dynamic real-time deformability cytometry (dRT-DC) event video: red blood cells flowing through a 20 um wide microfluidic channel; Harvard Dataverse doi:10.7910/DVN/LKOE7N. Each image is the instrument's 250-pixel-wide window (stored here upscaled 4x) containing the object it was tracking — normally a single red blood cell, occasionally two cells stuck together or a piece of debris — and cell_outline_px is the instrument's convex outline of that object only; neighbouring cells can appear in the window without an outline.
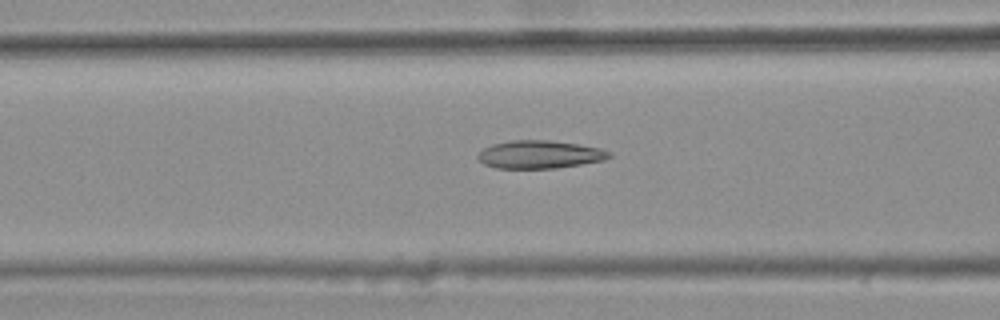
{"species": "common noctule bat (a hibernating species)", "species_latin": "Nyctalus noctula", "temperature_condition": "warm", "stored_images_in_passage": 36, "camera_frame_rate_fps": 3000, "um_per_image_px": 0.085, "animal": {"sex": "female", "body_mass_g": 25.1}, "frame": {"image": 1, "passage_image": 14, "time_ms": 4.333, "image_size_px": [1000, 320], "cell_outline_px": [[612, 156], [604, 160], [556, 168], [496, 168], [484, 164], [476, 156], [484, 148], [492, 144], [512, 140], [548, 140], [576, 144], [600, 148], [612, 152]], "centroid_in_image_um": [45.87, 13.13], "position_along_channel_um": 120.7, "area_um2": 21.27}}
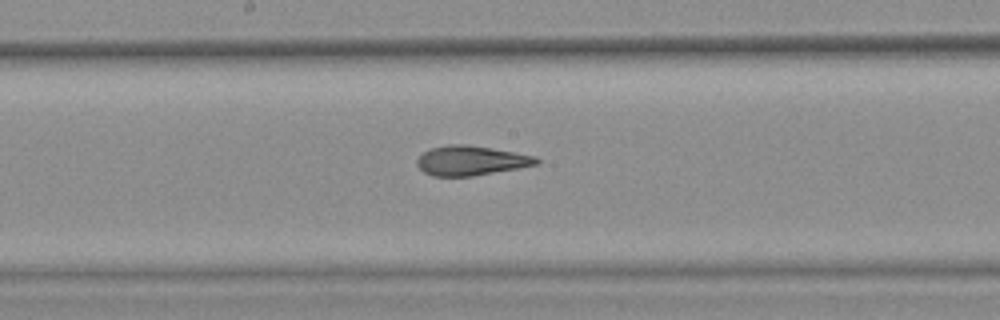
{"frame": {"image": 2, "passage_image": 21, "time_ms": 6.667, "image_size_px": [1000, 320], "cell_outline_px": [[540, 164], [472, 176], [432, 176], [424, 172], [416, 164], [416, 160], [424, 152], [432, 148], [448, 144], [468, 144], [492, 148], [536, 156], [540, 160]], "centroid_in_image_um": [40.04, 13.64], "position_along_channel_um": 208.2, "area_um2": 20.58}}
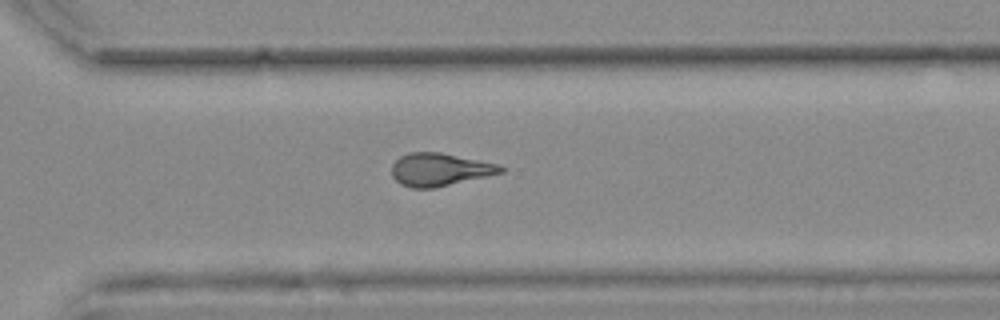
{"frame": {"image": 3, "passage_image": 31, "time_ms": 10.0, "image_size_px": [1000, 320], "cell_outline_px": [[508, 168], [504, 172], [436, 188], [412, 188], [400, 184], [392, 176], [392, 164], [400, 156], [408, 152], [440, 152], [500, 164]], "centroid_in_image_um": [37.4, 14.41], "position_along_channel_um": 333.2, "area_um2": 21.1}, "authors_computed_cell_mechanics": {"area_um2": 21.0103, "velocity_mm_per_s": 3.7495, "shape_relaxation_time_tau1_ms": null, "shape_relaxation_time_tau2_ms": 2.9407, "deformation_change_tau1": null, "deformation_change_tau2": 0.1326}}